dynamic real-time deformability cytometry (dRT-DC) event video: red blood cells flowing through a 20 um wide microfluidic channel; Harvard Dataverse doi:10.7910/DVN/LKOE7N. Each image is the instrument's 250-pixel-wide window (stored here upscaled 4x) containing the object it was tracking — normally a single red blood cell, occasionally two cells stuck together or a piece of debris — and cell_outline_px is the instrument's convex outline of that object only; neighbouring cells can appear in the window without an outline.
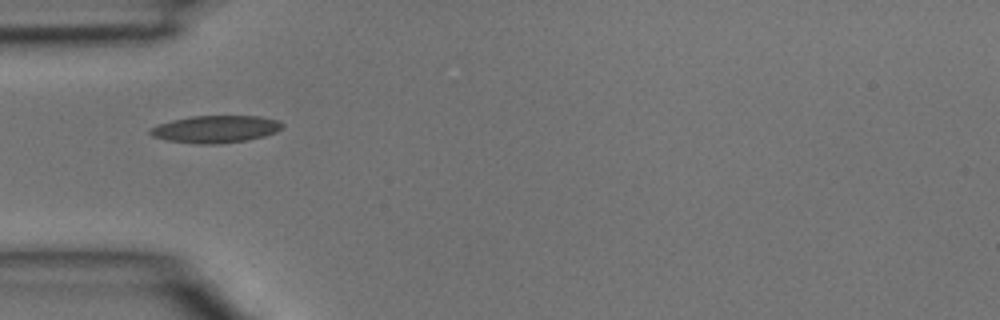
{"species": "common noctule bat (a hibernating species)", "species_latin": "Nyctalus noctula", "temperature_condition": "room temperature", "stored_images_in_passage": 1, "camera_frame_rate_fps": 3000, "um_per_image_px": 0.085, "animal": {"sex": "male", "body_mass_g": 15.6}, "frame": {"image": 1, "passage_image": 1, "time_ms": 0.0, "image_size_px": [1000, 320], "cell_outline_px": [[284, 124], [276, 132], [264, 136], [248, 140], [216, 144], [196, 144], [168, 140], [152, 136], [148, 132], [148, 128], [172, 120], [192, 116], [260, 116], [276, 120]], "centroid_in_image_um": [18.3, 10.98], "position_along_channel_um": 66.7, "area_um2": 20.92}}